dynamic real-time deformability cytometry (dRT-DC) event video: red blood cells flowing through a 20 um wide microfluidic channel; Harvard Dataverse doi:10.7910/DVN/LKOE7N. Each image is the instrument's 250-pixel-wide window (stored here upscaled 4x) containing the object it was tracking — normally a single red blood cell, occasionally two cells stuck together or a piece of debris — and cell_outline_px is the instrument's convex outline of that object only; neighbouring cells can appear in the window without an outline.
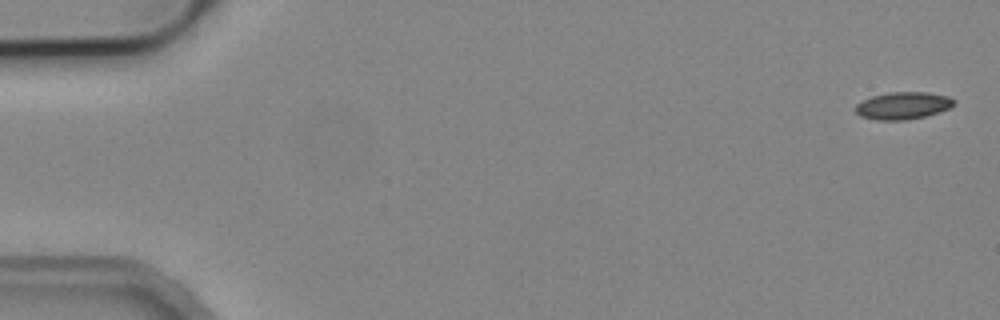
{"species": "common noctule bat (a hibernating species)", "species_latin": "Nyctalus noctula", "temperature_condition": "cold", "stored_images_in_passage": 6, "camera_frame_rate_fps": 3000, "um_per_image_px": 0.085, "animal": {"sex": "male", "body_mass_g": 19.2, "forearm_length_mm": 51.8}, "frame": {"image": 1, "passage_image": 1, "time_ms": 0.0, "image_size_px": [1000, 320], "cell_outline_px": [[956, 104], [940, 112], [924, 116], [904, 120], [876, 120], [860, 116], [856, 112], [856, 104], [872, 96], [888, 92], [928, 92], [948, 96], [956, 100]], "centroid_in_image_um": [76.78, 8.97], "position_along_channel_um": 8.2, "area_um2": 15.66}}
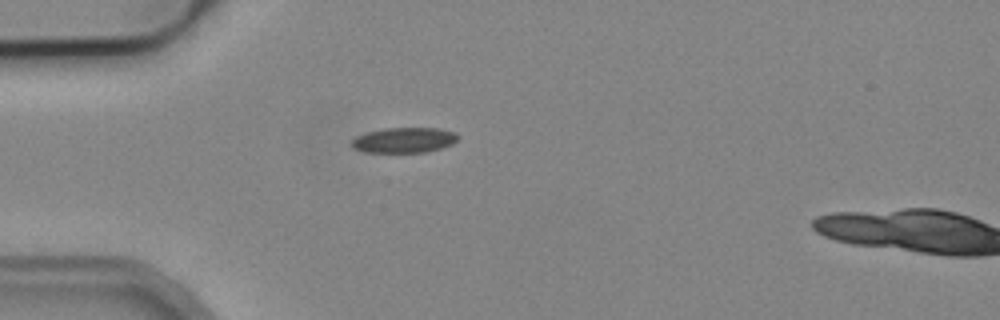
{"frame": {"image": 2, "passage_image": 5, "time_ms": 4.667, "image_size_px": [1000, 320], "cell_outline_px": [[460, 136], [452, 144], [440, 148], [424, 152], [364, 152], [352, 148], [352, 140], [356, 136], [368, 132], [384, 128], [440, 128], [456, 132]], "centroid_in_image_um": [34.36, 11.9], "position_along_channel_um": 50.6, "area_um2": 15.66}}